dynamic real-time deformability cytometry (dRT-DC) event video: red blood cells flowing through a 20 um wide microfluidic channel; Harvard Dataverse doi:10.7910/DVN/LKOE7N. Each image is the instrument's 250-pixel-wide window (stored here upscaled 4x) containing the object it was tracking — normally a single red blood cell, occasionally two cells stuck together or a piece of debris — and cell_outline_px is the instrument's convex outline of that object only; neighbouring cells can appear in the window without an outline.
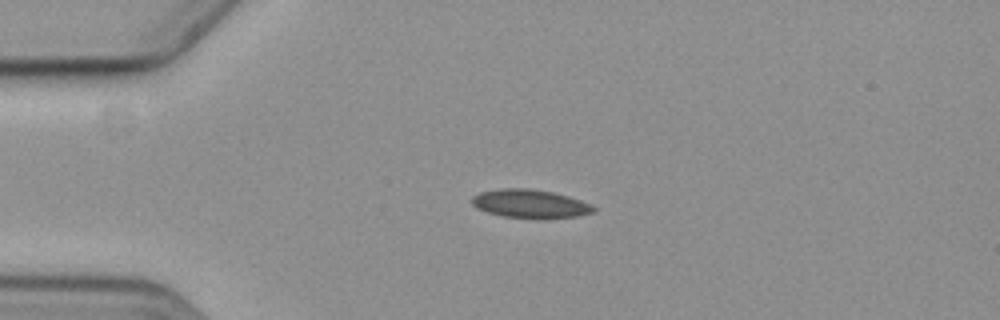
{"species": "common noctule bat (a hibernating species)", "species_latin": "Nyctalus noctula", "temperature_condition": "cold", "stored_images_in_passage": 6, "camera_frame_rate_fps": 3000, "um_per_image_px": 0.085, "animal": {"sex": "female", "body_mass_g": 19.3, "forearm_length_mm": 54.1}, "frame": {"image": 1, "passage_image": 5, "time_ms": 4.667, "image_size_px": [1000, 320], "cell_outline_px": [[596, 212], [576, 216], [544, 220], [536, 220], [500, 216], [476, 208], [472, 204], [472, 196], [480, 192], [504, 188], [524, 188], [552, 192], [568, 196], [592, 204], [596, 208]], "centroid_in_image_um": [45.09, 17.35], "position_along_channel_um": 39.9, "area_um2": 20.63}}